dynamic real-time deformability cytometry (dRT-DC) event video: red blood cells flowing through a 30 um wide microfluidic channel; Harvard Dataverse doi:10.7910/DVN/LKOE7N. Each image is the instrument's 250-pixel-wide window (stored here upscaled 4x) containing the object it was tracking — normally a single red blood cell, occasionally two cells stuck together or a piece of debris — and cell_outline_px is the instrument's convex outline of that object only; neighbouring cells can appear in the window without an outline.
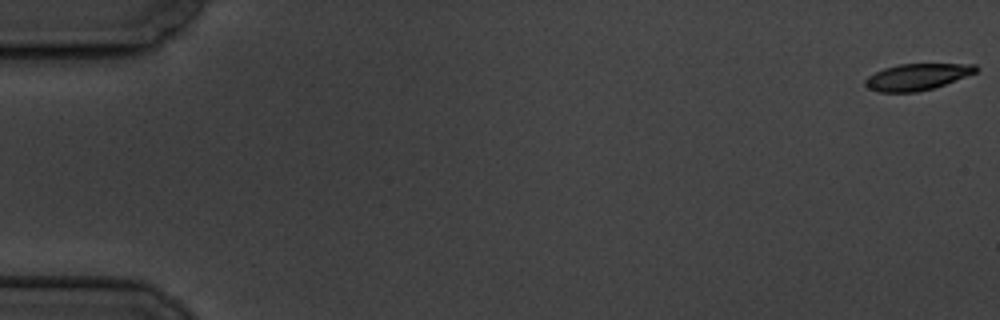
{"species": "common noctule bat (a hibernating species)", "species_latin": "Nyctalus noctula", "temperature_condition": "cold", "stored_images_in_passage": 58, "camera_frame_rate_fps": 3000, "um_per_image_px": 0.085, "animal": {"sex": "male", "body_mass_g": 19.5, "forearm_length_mm": 54.6}, "frame": {"image": 1, "passage_image": 1, "time_ms": 0.0, "image_size_px": [1000, 320], "cell_outline_px": [[980, 68], [976, 72], [944, 84], [932, 88], [916, 92], [876, 92], [868, 88], [864, 84], [864, 80], [868, 76], [884, 68], [900, 64], [976, 64]], "centroid_in_image_um": [77.92, 6.53], "position_along_channel_um": 7.1, "area_um2": 16.94}}
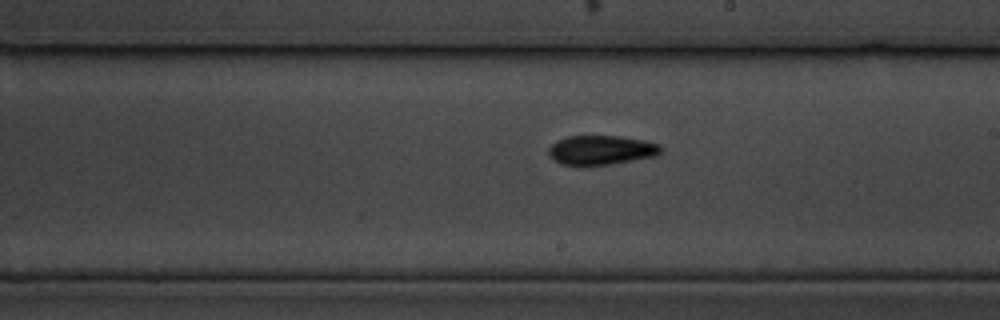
{"frame": {"image": 2, "passage_image": 34, "time_ms": 11.0, "image_size_px": [1000, 320], "cell_outline_px": [[664, 148], [656, 156], [608, 164], [560, 164], [552, 160], [548, 156], [548, 148], [556, 140], [568, 136], [620, 136], [644, 140], [660, 144]], "centroid_in_image_um": [51.09, 12.74], "position_along_channel_um": 237.9, "area_um2": 19.13}}
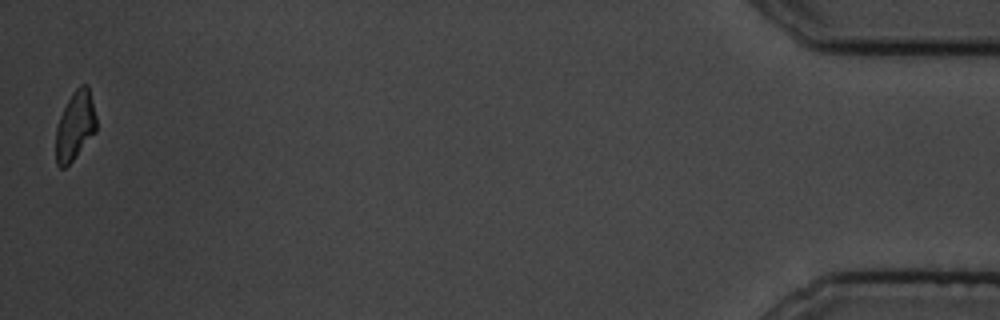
{"frame": {"image": 3, "passage_image": 58, "time_ms": 19.0, "image_size_px": [1000, 320], "cell_outline_px": [[96, 132], [72, 160], [64, 168], [60, 168], [56, 164], [56, 128], [60, 116], [72, 92], [80, 84], [88, 84], [96, 116]], "centroid_in_image_um": [6.39, 10.67], "position_along_channel_um": 428.8, "area_um2": 16.18}, "authors_computed_cell_mechanics": {"area_um2": 18.2648, "velocity_mm_per_s": 3.49, "shape_relaxation_time_tau1_ms": 3.4447, "shape_relaxation_time_tau2_ms": 5.0667, "deformation_change_tau1": 0.1235, "deformation_change_tau2": 0.1039}}